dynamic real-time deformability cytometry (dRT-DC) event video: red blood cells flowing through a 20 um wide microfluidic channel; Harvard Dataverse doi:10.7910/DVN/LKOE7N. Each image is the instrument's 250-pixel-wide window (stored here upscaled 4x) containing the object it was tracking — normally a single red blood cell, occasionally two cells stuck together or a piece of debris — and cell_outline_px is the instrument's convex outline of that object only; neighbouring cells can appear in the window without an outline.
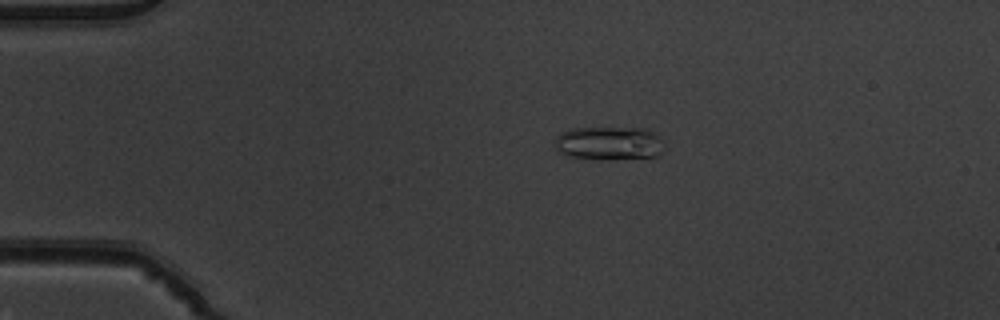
{"species": "common noctule bat (a hibernating species)", "species_latin": "Nyctalus noctula", "temperature_condition": "warm", "stored_images_in_passage": 53, "camera_frame_rate_fps": 3000, "um_per_image_px": 0.085, "animal": {"sex": "male", "body_mass_g": 19.5, "forearm_length_mm": 54.6}, "frame": {"image": 1, "passage_image": 12, "time_ms": 3.667, "image_size_px": [1000, 320], "cell_outline_px": [[664, 140], [660, 152], [656, 156], [568, 156], [560, 152], [556, 148], [556, 136], [560, 132], [572, 128], [640, 128], [652, 132], [660, 136]], "centroid_in_image_um": [51.75, 12.1], "position_along_channel_um": 33.3, "area_um2": 20.06}}
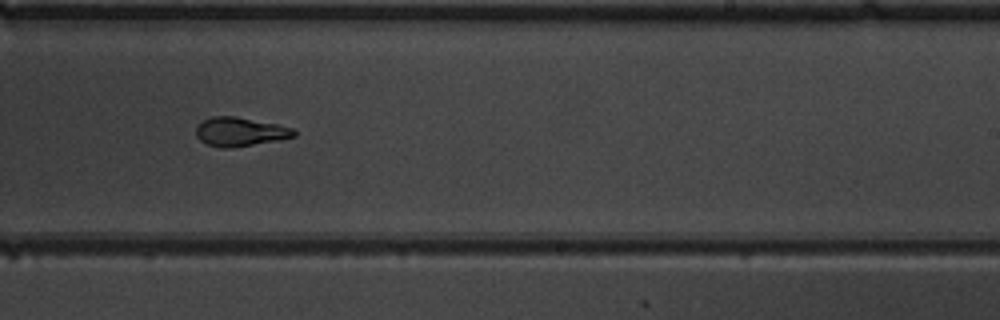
{"frame": {"image": 2, "passage_image": 34, "time_ms": 11.0, "image_size_px": [1000, 320], "cell_outline_px": [[296, 136], [280, 140], [232, 148], [220, 148], [208, 144], [200, 140], [196, 136], [196, 128], [204, 120], [212, 116], [236, 116], [276, 124], [292, 128], [296, 132]], "centroid_in_image_um": [20.41, 11.21], "position_along_channel_um": 268.6, "area_um2": 16.47}}
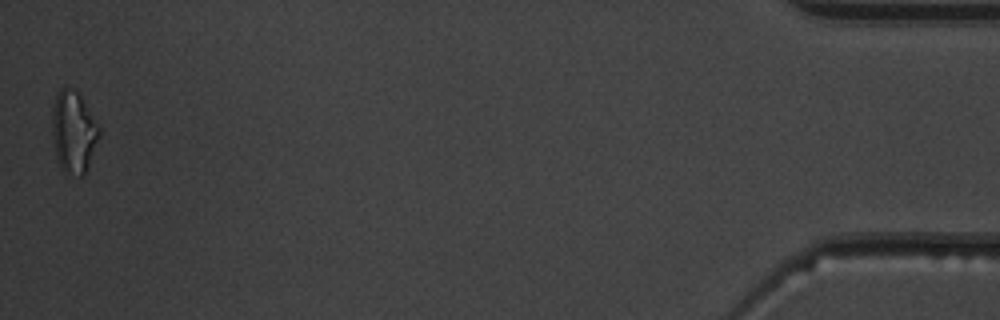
{"frame": {"image": 3, "passage_image": 53, "time_ms": 17.333, "image_size_px": [1000, 320], "cell_outline_px": [[100, 136], [84, 176], [80, 176], [68, 172], [60, 164], [56, 156], [52, 132], [52, 108], [56, 96], [60, 88], [64, 84], [68, 84], [80, 96], [100, 128]], "centroid_in_image_um": [6.25, 11.16], "position_along_channel_um": 429.0, "area_um2": 22.2}, "authors_computed_cell_mechanics": {"area_um2": 17.5134, "velocity_mm_per_s": 3.9056, "shape_relaxation_time_tau1_ms": 7.5716, "shape_relaxation_time_tau2_ms": 3.7376, "deformation_change_tau1": 0.193, "deformation_change_tau2": 0.1116}}